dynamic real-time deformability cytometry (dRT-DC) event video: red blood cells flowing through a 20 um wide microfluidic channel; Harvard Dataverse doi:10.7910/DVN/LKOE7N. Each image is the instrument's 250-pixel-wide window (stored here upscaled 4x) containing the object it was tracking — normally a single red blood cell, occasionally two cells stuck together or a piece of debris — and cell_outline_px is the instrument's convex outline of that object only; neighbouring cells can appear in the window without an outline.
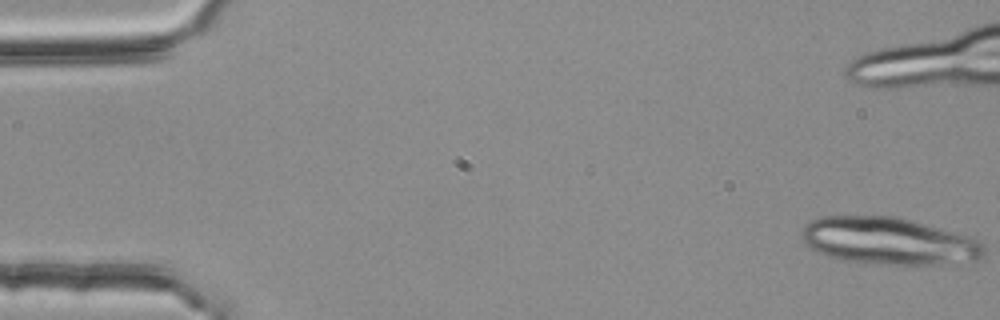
{"species": "common noctule bat (a hibernating species)", "species_latin": "Nyctalus noctula", "temperature_condition": "room temperature", "stored_images_in_passage": 19, "camera_frame_rate_fps": 3000, "um_per_image_px": 0.085, "animal": {"sex": "female", "body_mass_g": 25.1}, "frame": {"image": 1, "passage_image": 1, "time_ms": 0.0, "image_size_px": [1000, 320], "cell_outline_px": [[984, 256], [980, 260], [940, 264], [888, 264], [840, 260], [816, 252], [804, 244], [800, 236], [800, 232], [804, 224], [820, 216], [896, 216], [968, 236], [980, 240], [984, 248]], "centroid_in_image_um": [75.49, 20.48], "position_along_channel_um": 9.5, "area_um2": 50.17}}